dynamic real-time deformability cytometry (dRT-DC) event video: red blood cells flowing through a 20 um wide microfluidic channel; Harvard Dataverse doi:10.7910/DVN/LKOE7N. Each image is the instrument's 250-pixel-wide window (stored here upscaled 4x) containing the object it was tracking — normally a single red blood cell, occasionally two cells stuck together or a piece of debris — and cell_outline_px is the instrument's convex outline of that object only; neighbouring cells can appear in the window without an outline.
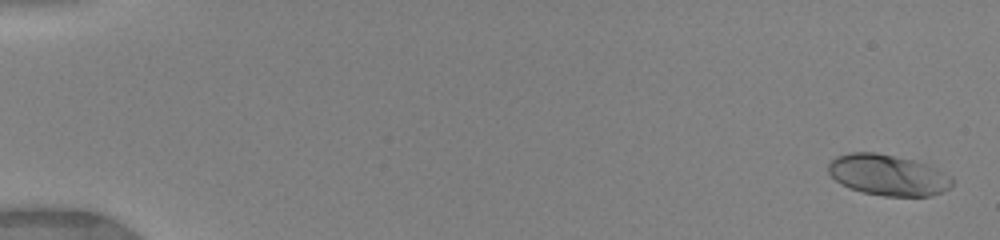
{"species": "human", "species_latin": "Homo sapiens", "temperature_condition": "warm", "stored_images_in_passage": 5, "camera_frame_rate_fps": 3000, "um_per_image_px": 0.085, "donor": {"sex": "female"}, "frame": {"image": 1, "passage_image": 1, "time_ms": 0.0, "image_size_px": [1000, 240], "cell_outline_px": [[952, 184], [948, 188], [932, 196], [884, 196], [860, 192], [848, 188], [840, 184], [828, 172], [828, 164], [836, 156], [848, 152], [876, 152], [912, 160], [928, 164], [952, 176]], "centroid_in_image_um": [75.45, 14.88], "position_along_channel_um": 9.6, "area_um2": 29.71}}
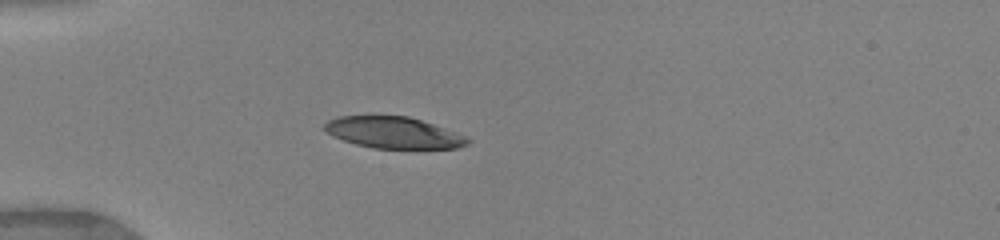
{"frame": {"image": 2, "passage_image": 4, "time_ms": 4.667, "image_size_px": [1000, 240], "cell_outline_px": [[472, 140], [468, 144], [456, 148], [372, 148], [356, 144], [332, 136], [320, 128], [328, 120], [336, 116], [408, 116], [468, 136]], "centroid_in_image_um": [33.42, 11.27], "position_along_channel_um": 51.6, "area_um2": 26.24}}